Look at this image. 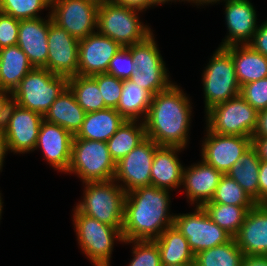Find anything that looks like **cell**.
Listing matches in <instances>:
<instances>
[{
	"label": "cell",
	"mask_w": 267,
	"mask_h": 266,
	"mask_svg": "<svg viewBox=\"0 0 267 266\" xmlns=\"http://www.w3.org/2000/svg\"><path fill=\"white\" fill-rule=\"evenodd\" d=\"M252 146L256 149L259 159L267 162V136L252 137Z\"/></svg>",
	"instance_id": "bcb514c9"
},
{
	"label": "cell",
	"mask_w": 267,
	"mask_h": 266,
	"mask_svg": "<svg viewBox=\"0 0 267 266\" xmlns=\"http://www.w3.org/2000/svg\"><path fill=\"white\" fill-rule=\"evenodd\" d=\"M168 2L170 0H153V5H157V4H161V3H165V2Z\"/></svg>",
	"instance_id": "db71d44e"
},
{
	"label": "cell",
	"mask_w": 267,
	"mask_h": 266,
	"mask_svg": "<svg viewBox=\"0 0 267 266\" xmlns=\"http://www.w3.org/2000/svg\"><path fill=\"white\" fill-rule=\"evenodd\" d=\"M51 6V0H0V12L18 20L40 18L38 11Z\"/></svg>",
	"instance_id": "d590c367"
},
{
	"label": "cell",
	"mask_w": 267,
	"mask_h": 266,
	"mask_svg": "<svg viewBox=\"0 0 267 266\" xmlns=\"http://www.w3.org/2000/svg\"><path fill=\"white\" fill-rule=\"evenodd\" d=\"M1 211H2V202H1V196H0V218H1Z\"/></svg>",
	"instance_id": "11a10c76"
},
{
	"label": "cell",
	"mask_w": 267,
	"mask_h": 266,
	"mask_svg": "<svg viewBox=\"0 0 267 266\" xmlns=\"http://www.w3.org/2000/svg\"><path fill=\"white\" fill-rule=\"evenodd\" d=\"M158 147V144L146 137L116 163L114 180L125 183L126 193L138 187L151 186V166Z\"/></svg>",
	"instance_id": "5bb4252c"
},
{
	"label": "cell",
	"mask_w": 267,
	"mask_h": 266,
	"mask_svg": "<svg viewBox=\"0 0 267 266\" xmlns=\"http://www.w3.org/2000/svg\"><path fill=\"white\" fill-rule=\"evenodd\" d=\"M233 238L244 255L267 256V204L251 208Z\"/></svg>",
	"instance_id": "d6986e66"
},
{
	"label": "cell",
	"mask_w": 267,
	"mask_h": 266,
	"mask_svg": "<svg viewBox=\"0 0 267 266\" xmlns=\"http://www.w3.org/2000/svg\"><path fill=\"white\" fill-rule=\"evenodd\" d=\"M125 121L115 108L86 113L82 127L73 138L107 142Z\"/></svg>",
	"instance_id": "d4e9b609"
},
{
	"label": "cell",
	"mask_w": 267,
	"mask_h": 266,
	"mask_svg": "<svg viewBox=\"0 0 267 266\" xmlns=\"http://www.w3.org/2000/svg\"><path fill=\"white\" fill-rule=\"evenodd\" d=\"M207 132L202 148L203 161L222 174H227L232 165L252 146L251 137Z\"/></svg>",
	"instance_id": "2e32d148"
},
{
	"label": "cell",
	"mask_w": 267,
	"mask_h": 266,
	"mask_svg": "<svg viewBox=\"0 0 267 266\" xmlns=\"http://www.w3.org/2000/svg\"><path fill=\"white\" fill-rule=\"evenodd\" d=\"M123 242L136 243L133 248L134 258L129 266H162L160 250L154 240H129Z\"/></svg>",
	"instance_id": "8d00e7d4"
},
{
	"label": "cell",
	"mask_w": 267,
	"mask_h": 266,
	"mask_svg": "<svg viewBox=\"0 0 267 266\" xmlns=\"http://www.w3.org/2000/svg\"><path fill=\"white\" fill-rule=\"evenodd\" d=\"M136 121L126 120L106 142L111 158L115 163L125 157L146 138L144 123L135 126Z\"/></svg>",
	"instance_id": "4dcf8cb0"
},
{
	"label": "cell",
	"mask_w": 267,
	"mask_h": 266,
	"mask_svg": "<svg viewBox=\"0 0 267 266\" xmlns=\"http://www.w3.org/2000/svg\"><path fill=\"white\" fill-rule=\"evenodd\" d=\"M267 136V108L258 112L257 125L252 137Z\"/></svg>",
	"instance_id": "f6af8a7d"
},
{
	"label": "cell",
	"mask_w": 267,
	"mask_h": 266,
	"mask_svg": "<svg viewBox=\"0 0 267 266\" xmlns=\"http://www.w3.org/2000/svg\"><path fill=\"white\" fill-rule=\"evenodd\" d=\"M168 194V190L155 186L138 187L126 193L122 227L124 241L155 240L173 225L175 216L167 212Z\"/></svg>",
	"instance_id": "6da1fadb"
},
{
	"label": "cell",
	"mask_w": 267,
	"mask_h": 266,
	"mask_svg": "<svg viewBox=\"0 0 267 266\" xmlns=\"http://www.w3.org/2000/svg\"><path fill=\"white\" fill-rule=\"evenodd\" d=\"M115 2L139 10H143L153 5V0H116Z\"/></svg>",
	"instance_id": "c3c4849f"
},
{
	"label": "cell",
	"mask_w": 267,
	"mask_h": 266,
	"mask_svg": "<svg viewBox=\"0 0 267 266\" xmlns=\"http://www.w3.org/2000/svg\"><path fill=\"white\" fill-rule=\"evenodd\" d=\"M206 112L209 131L252 138L257 125L258 111L241 95L217 104Z\"/></svg>",
	"instance_id": "52a82bcc"
},
{
	"label": "cell",
	"mask_w": 267,
	"mask_h": 266,
	"mask_svg": "<svg viewBox=\"0 0 267 266\" xmlns=\"http://www.w3.org/2000/svg\"><path fill=\"white\" fill-rule=\"evenodd\" d=\"M122 48L116 41L95 32L79 40L77 75L107 73L110 61Z\"/></svg>",
	"instance_id": "e0dca14e"
},
{
	"label": "cell",
	"mask_w": 267,
	"mask_h": 266,
	"mask_svg": "<svg viewBox=\"0 0 267 266\" xmlns=\"http://www.w3.org/2000/svg\"><path fill=\"white\" fill-rule=\"evenodd\" d=\"M20 20L0 12V49L17 45Z\"/></svg>",
	"instance_id": "60d3db41"
},
{
	"label": "cell",
	"mask_w": 267,
	"mask_h": 266,
	"mask_svg": "<svg viewBox=\"0 0 267 266\" xmlns=\"http://www.w3.org/2000/svg\"><path fill=\"white\" fill-rule=\"evenodd\" d=\"M222 173L204 161L200 164L183 169L182 184L190 201H200L197 206L202 207L213 198Z\"/></svg>",
	"instance_id": "7402d4cb"
},
{
	"label": "cell",
	"mask_w": 267,
	"mask_h": 266,
	"mask_svg": "<svg viewBox=\"0 0 267 266\" xmlns=\"http://www.w3.org/2000/svg\"><path fill=\"white\" fill-rule=\"evenodd\" d=\"M116 163L106 142L73 138L71 162L67 172H75L83 182L114 179Z\"/></svg>",
	"instance_id": "8992f818"
},
{
	"label": "cell",
	"mask_w": 267,
	"mask_h": 266,
	"mask_svg": "<svg viewBox=\"0 0 267 266\" xmlns=\"http://www.w3.org/2000/svg\"><path fill=\"white\" fill-rule=\"evenodd\" d=\"M135 71L130 46L120 48L112 57L107 73L121 80L129 79Z\"/></svg>",
	"instance_id": "ab89813d"
},
{
	"label": "cell",
	"mask_w": 267,
	"mask_h": 266,
	"mask_svg": "<svg viewBox=\"0 0 267 266\" xmlns=\"http://www.w3.org/2000/svg\"><path fill=\"white\" fill-rule=\"evenodd\" d=\"M254 206H235L221 203H205L202 208L210 219L234 237L243 224L248 211Z\"/></svg>",
	"instance_id": "d6a6232c"
},
{
	"label": "cell",
	"mask_w": 267,
	"mask_h": 266,
	"mask_svg": "<svg viewBox=\"0 0 267 266\" xmlns=\"http://www.w3.org/2000/svg\"><path fill=\"white\" fill-rule=\"evenodd\" d=\"M43 120L42 114L23 108L12 101L0 134L7 151L25 153L34 150Z\"/></svg>",
	"instance_id": "8fae6325"
},
{
	"label": "cell",
	"mask_w": 267,
	"mask_h": 266,
	"mask_svg": "<svg viewBox=\"0 0 267 266\" xmlns=\"http://www.w3.org/2000/svg\"><path fill=\"white\" fill-rule=\"evenodd\" d=\"M240 95L258 112L267 108V77L244 84Z\"/></svg>",
	"instance_id": "f35d334b"
},
{
	"label": "cell",
	"mask_w": 267,
	"mask_h": 266,
	"mask_svg": "<svg viewBox=\"0 0 267 266\" xmlns=\"http://www.w3.org/2000/svg\"><path fill=\"white\" fill-rule=\"evenodd\" d=\"M188 1H194L195 3H199V4H202V3H212V2H217V1H220V0H188Z\"/></svg>",
	"instance_id": "f907efd6"
},
{
	"label": "cell",
	"mask_w": 267,
	"mask_h": 266,
	"mask_svg": "<svg viewBox=\"0 0 267 266\" xmlns=\"http://www.w3.org/2000/svg\"><path fill=\"white\" fill-rule=\"evenodd\" d=\"M261 160L251 146L227 173L258 204V174Z\"/></svg>",
	"instance_id": "f546056e"
},
{
	"label": "cell",
	"mask_w": 267,
	"mask_h": 266,
	"mask_svg": "<svg viewBox=\"0 0 267 266\" xmlns=\"http://www.w3.org/2000/svg\"><path fill=\"white\" fill-rule=\"evenodd\" d=\"M90 1H93V2L97 3L98 5L104 4L107 2H111V0H90Z\"/></svg>",
	"instance_id": "816d5d0a"
},
{
	"label": "cell",
	"mask_w": 267,
	"mask_h": 266,
	"mask_svg": "<svg viewBox=\"0 0 267 266\" xmlns=\"http://www.w3.org/2000/svg\"><path fill=\"white\" fill-rule=\"evenodd\" d=\"M68 88L86 113L107 108L97 81L92 76L75 75L70 77L68 78Z\"/></svg>",
	"instance_id": "1f68e13d"
},
{
	"label": "cell",
	"mask_w": 267,
	"mask_h": 266,
	"mask_svg": "<svg viewBox=\"0 0 267 266\" xmlns=\"http://www.w3.org/2000/svg\"><path fill=\"white\" fill-rule=\"evenodd\" d=\"M258 204H267V162L261 161L258 174Z\"/></svg>",
	"instance_id": "7bdbcfd3"
},
{
	"label": "cell",
	"mask_w": 267,
	"mask_h": 266,
	"mask_svg": "<svg viewBox=\"0 0 267 266\" xmlns=\"http://www.w3.org/2000/svg\"><path fill=\"white\" fill-rule=\"evenodd\" d=\"M136 8L115 1L100 4L97 11L99 33L116 41L122 47H128L146 39L151 30L141 24Z\"/></svg>",
	"instance_id": "5b68a950"
},
{
	"label": "cell",
	"mask_w": 267,
	"mask_h": 266,
	"mask_svg": "<svg viewBox=\"0 0 267 266\" xmlns=\"http://www.w3.org/2000/svg\"><path fill=\"white\" fill-rule=\"evenodd\" d=\"M181 91L172 84L168 89L155 94L144 118L146 137L159 146L183 149L187 144L191 107Z\"/></svg>",
	"instance_id": "7a4b0ae2"
},
{
	"label": "cell",
	"mask_w": 267,
	"mask_h": 266,
	"mask_svg": "<svg viewBox=\"0 0 267 266\" xmlns=\"http://www.w3.org/2000/svg\"><path fill=\"white\" fill-rule=\"evenodd\" d=\"M162 266H195V263H185V264H178V265H162Z\"/></svg>",
	"instance_id": "f5cc1de1"
},
{
	"label": "cell",
	"mask_w": 267,
	"mask_h": 266,
	"mask_svg": "<svg viewBox=\"0 0 267 266\" xmlns=\"http://www.w3.org/2000/svg\"><path fill=\"white\" fill-rule=\"evenodd\" d=\"M47 42V64L43 68L66 78L77 75L79 40L51 21Z\"/></svg>",
	"instance_id": "9a60e30c"
},
{
	"label": "cell",
	"mask_w": 267,
	"mask_h": 266,
	"mask_svg": "<svg viewBox=\"0 0 267 266\" xmlns=\"http://www.w3.org/2000/svg\"><path fill=\"white\" fill-rule=\"evenodd\" d=\"M28 57L18 45L0 49V89L13 92L33 69Z\"/></svg>",
	"instance_id": "4316f807"
},
{
	"label": "cell",
	"mask_w": 267,
	"mask_h": 266,
	"mask_svg": "<svg viewBox=\"0 0 267 266\" xmlns=\"http://www.w3.org/2000/svg\"><path fill=\"white\" fill-rule=\"evenodd\" d=\"M250 40L249 45L255 51L267 57V21L257 28L253 38Z\"/></svg>",
	"instance_id": "b9f144b4"
},
{
	"label": "cell",
	"mask_w": 267,
	"mask_h": 266,
	"mask_svg": "<svg viewBox=\"0 0 267 266\" xmlns=\"http://www.w3.org/2000/svg\"><path fill=\"white\" fill-rule=\"evenodd\" d=\"M20 20L17 45L24 51L33 67L43 68L48 57V30L51 16Z\"/></svg>",
	"instance_id": "ffe728a7"
},
{
	"label": "cell",
	"mask_w": 267,
	"mask_h": 266,
	"mask_svg": "<svg viewBox=\"0 0 267 266\" xmlns=\"http://www.w3.org/2000/svg\"><path fill=\"white\" fill-rule=\"evenodd\" d=\"M7 149L5 148V146L3 145V142L0 139V170L2 168V164H3V158H4V154H6Z\"/></svg>",
	"instance_id": "681fc988"
},
{
	"label": "cell",
	"mask_w": 267,
	"mask_h": 266,
	"mask_svg": "<svg viewBox=\"0 0 267 266\" xmlns=\"http://www.w3.org/2000/svg\"><path fill=\"white\" fill-rule=\"evenodd\" d=\"M98 84V88L107 108H116L122 92V80L108 73H100L92 76Z\"/></svg>",
	"instance_id": "74e56055"
},
{
	"label": "cell",
	"mask_w": 267,
	"mask_h": 266,
	"mask_svg": "<svg viewBox=\"0 0 267 266\" xmlns=\"http://www.w3.org/2000/svg\"><path fill=\"white\" fill-rule=\"evenodd\" d=\"M73 137L63 127L43 120L36 148L43 149L45 158L55 169L67 172L71 162Z\"/></svg>",
	"instance_id": "ac0fdd59"
},
{
	"label": "cell",
	"mask_w": 267,
	"mask_h": 266,
	"mask_svg": "<svg viewBox=\"0 0 267 266\" xmlns=\"http://www.w3.org/2000/svg\"><path fill=\"white\" fill-rule=\"evenodd\" d=\"M190 214L175 215L173 225L187 239L194 255L230 241L233 237L214 223L206 211L197 206Z\"/></svg>",
	"instance_id": "7c38bea8"
},
{
	"label": "cell",
	"mask_w": 267,
	"mask_h": 266,
	"mask_svg": "<svg viewBox=\"0 0 267 266\" xmlns=\"http://www.w3.org/2000/svg\"><path fill=\"white\" fill-rule=\"evenodd\" d=\"M68 87V78L34 67L12 92V101L43 116Z\"/></svg>",
	"instance_id": "3957f363"
},
{
	"label": "cell",
	"mask_w": 267,
	"mask_h": 266,
	"mask_svg": "<svg viewBox=\"0 0 267 266\" xmlns=\"http://www.w3.org/2000/svg\"><path fill=\"white\" fill-rule=\"evenodd\" d=\"M225 5L229 36L220 47L239 45L238 42L249 44L258 28L253 5L248 0H227Z\"/></svg>",
	"instance_id": "44dd1931"
},
{
	"label": "cell",
	"mask_w": 267,
	"mask_h": 266,
	"mask_svg": "<svg viewBox=\"0 0 267 266\" xmlns=\"http://www.w3.org/2000/svg\"><path fill=\"white\" fill-rule=\"evenodd\" d=\"M153 95L129 79L122 80V92L117 107L120 115L128 121H137L140 114L147 115Z\"/></svg>",
	"instance_id": "f1b7e54d"
},
{
	"label": "cell",
	"mask_w": 267,
	"mask_h": 266,
	"mask_svg": "<svg viewBox=\"0 0 267 266\" xmlns=\"http://www.w3.org/2000/svg\"><path fill=\"white\" fill-rule=\"evenodd\" d=\"M235 206H255L257 203L229 175L223 174L210 202Z\"/></svg>",
	"instance_id": "e575fe53"
},
{
	"label": "cell",
	"mask_w": 267,
	"mask_h": 266,
	"mask_svg": "<svg viewBox=\"0 0 267 266\" xmlns=\"http://www.w3.org/2000/svg\"><path fill=\"white\" fill-rule=\"evenodd\" d=\"M7 93L12 94V92H10V91L0 89V134H1L3 127H4L8 107H9L10 103L12 102V99L10 100L6 96Z\"/></svg>",
	"instance_id": "ee69618b"
},
{
	"label": "cell",
	"mask_w": 267,
	"mask_h": 266,
	"mask_svg": "<svg viewBox=\"0 0 267 266\" xmlns=\"http://www.w3.org/2000/svg\"><path fill=\"white\" fill-rule=\"evenodd\" d=\"M130 53L135 71L129 80L139 84L153 96L172 85L168 80L167 70L153 34L143 41L131 45Z\"/></svg>",
	"instance_id": "ba28073f"
},
{
	"label": "cell",
	"mask_w": 267,
	"mask_h": 266,
	"mask_svg": "<svg viewBox=\"0 0 267 266\" xmlns=\"http://www.w3.org/2000/svg\"><path fill=\"white\" fill-rule=\"evenodd\" d=\"M209 62L203 75L207 111L217 104L240 95V85L236 79L231 54L225 48L219 47Z\"/></svg>",
	"instance_id": "30bf717a"
},
{
	"label": "cell",
	"mask_w": 267,
	"mask_h": 266,
	"mask_svg": "<svg viewBox=\"0 0 267 266\" xmlns=\"http://www.w3.org/2000/svg\"><path fill=\"white\" fill-rule=\"evenodd\" d=\"M114 181L86 182L83 202L76 209L81 214L122 231L126 192L123 186H116Z\"/></svg>",
	"instance_id": "277c9868"
},
{
	"label": "cell",
	"mask_w": 267,
	"mask_h": 266,
	"mask_svg": "<svg viewBox=\"0 0 267 266\" xmlns=\"http://www.w3.org/2000/svg\"><path fill=\"white\" fill-rule=\"evenodd\" d=\"M241 266H267V256L244 255Z\"/></svg>",
	"instance_id": "7dc6e473"
},
{
	"label": "cell",
	"mask_w": 267,
	"mask_h": 266,
	"mask_svg": "<svg viewBox=\"0 0 267 266\" xmlns=\"http://www.w3.org/2000/svg\"><path fill=\"white\" fill-rule=\"evenodd\" d=\"M228 46L240 87L267 77V57L255 51L249 44Z\"/></svg>",
	"instance_id": "cb8c5ba5"
},
{
	"label": "cell",
	"mask_w": 267,
	"mask_h": 266,
	"mask_svg": "<svg viewBox=\"0 0 267 266\" xmlns=\"http://www.w3.org/2000/svg\"><path fill=\"white\" fill-rule=\"evenodd\" d=\"M154 241L159 247L162 265L195 263L187 239L174 225L166 228Z\"/></svg>",
	"instance_id": "83f0119b"
},
{
	"label": "cell",
	"mask_w": 267,
	"mask_h": 266,
	"mask_svg": "<svg viewBox=\"0 0 267 266\" xmlns=\"http://www.w3.org/2000/svg\"><path fill=\"white\" fill-rule=\"evenodd\" d=\"M243 252L234 238L195 255V266H241Z\"/></svg>",
	"instance_id": "836d02e7"
},
{
	"label": "cell",
	"mask_w": 267,
	"mask_h": 266,
	"mask_svg": "<svg viewBox=\"0 0 267 266\" xmlns=\"http://www.w3.org/2000/svg\"><path fill=\"white\" fill-rule=\"evenodd\" d=\"M86 112L77 103L74 94L67 87L45 113L44 120L57 124L75 136L84 121Z\"/></svg>",
	"instance_id": "484cf974"
},
{
	"label": "cell",
	"mask_w": 267,
	"mask_h": 266,
	"mask_svg": "<svg viewBox=\"0 0 267 266\" xmlns=\"http://www.w3.org/2000/svg\"><path fill=\"white\" fill-rule=\"evenodd\" d=\"M180 149L177 146H159L156 149L151 166V186L169 190L181 185L184 168L175 154Z\"/></svg>",
	"instance_id": "603a6c76"
},
{
	"label": "cell",
	"mask_w": 267,
	"mask_h": 266,
	"mask_svg": "<svg viewBox=\"0 0 267 266\" xmlns=\"http://www.w3.org/2000/svg\"><path fill=\"white\" fill-rule=\"evenodd\" d=\"M74 213L73 221L84 253L95 266H110L109 259L112 254L113 241L116 237L119 241H124L122 231L81 214L77 209Z\"/></svg>",
	"instance_id": "9c48e42d"
},
{
	"label": "cell",
	"mask_w": 267,
	"mask_h": 266,
	"mask_svg": "<svg viewBox=\"0 0 267 266\" xmlns=\"http://www.w3.org/2000/svg\"><path fill=\"white\" fill-rule=\"evenodd\" d=\"M52 21L78 40L94 33L98 4L90 0H51Z\"/></svg>",
	"instance_id": "4fadbf2b"
}]
</instances>
